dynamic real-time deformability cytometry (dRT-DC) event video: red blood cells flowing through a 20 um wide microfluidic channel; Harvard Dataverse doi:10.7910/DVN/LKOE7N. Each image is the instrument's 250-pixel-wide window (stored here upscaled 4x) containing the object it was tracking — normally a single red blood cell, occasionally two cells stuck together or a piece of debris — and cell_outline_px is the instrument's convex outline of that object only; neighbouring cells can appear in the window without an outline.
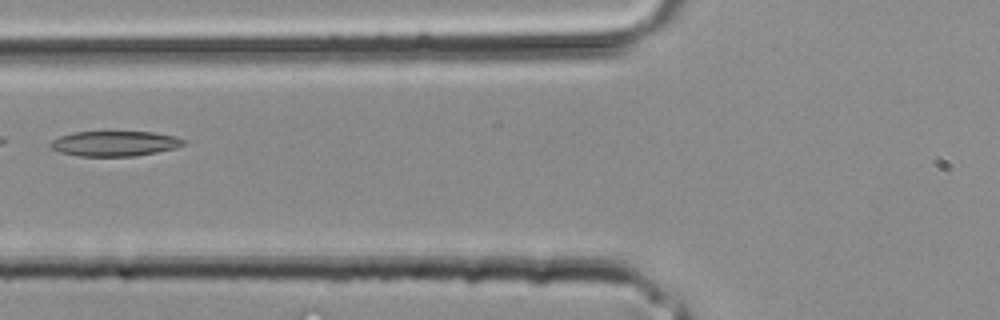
{"species": "common noctule bat (a hibernating species)", "species_latin": "Nyctalus noctula", "temperature_condition": "room temperature", "stored_images_in_passage": 3, "camera_frame_rate_fps": 3000, "um_per_image_px": 0.085, "animal": {"sex": "male", "body_mass_g": 20.4}, "frame": {"image": 1, "passage_image": 3, "time_ms": 0.667, "image_size_px": [1000, 320], "cell_outline_px": [[184, 144], [176, 148], [136, 156], [80, 156], [60, 152], [52, 148], [48, 144], [52, 140], [60, 136], [72, 132], [152, 132], [176, 136], [184, 140]], "centroid_in_image_um": [9.74, 12.2], "position_along_channel_um": 116.1, "area_um2": 19.42}}